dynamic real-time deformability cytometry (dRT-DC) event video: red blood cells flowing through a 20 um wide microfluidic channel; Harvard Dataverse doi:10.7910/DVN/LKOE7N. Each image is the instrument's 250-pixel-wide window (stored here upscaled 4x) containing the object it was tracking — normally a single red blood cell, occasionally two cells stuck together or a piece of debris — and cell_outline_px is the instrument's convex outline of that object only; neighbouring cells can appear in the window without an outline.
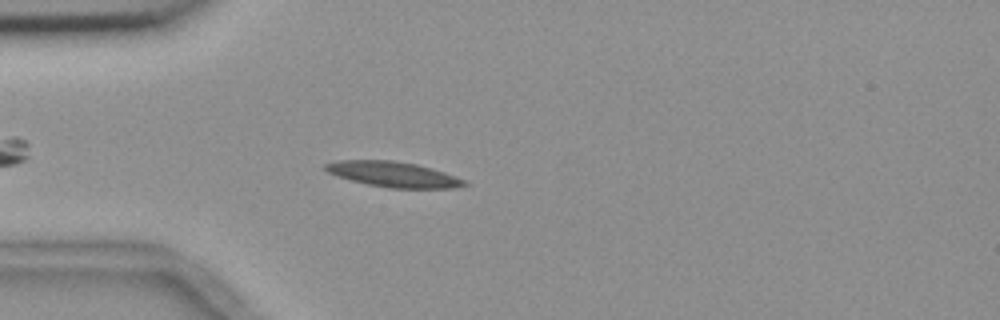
{"species": "common noctule bat (a hibernating species)", "species_latin": "Nyctalus noctula", "temperature_condition": "room temperature", "stored_images_in_passage": 38, "camera_frame_rate_fps": 3000, "um_per_image_px": 0.085, "animal": {"sex": "female", "body_mass_g": 18.4}, "frame": {"image": 1, "passage_image": 6, "time_ms": 1.667, "image_size_px": [1000, 320], "cell_outline_px": [[468, 184], [452, 188], [388, 188], [368, 184], [336, 176], [328, 172], [324, 168], [324, 164], [336, 160], [392, 160], [416, 164], [432, 168], [444, 172], [464, 180]], "centroid_in_image_um": [33.39, 14.81], "position_along_channel_um": 51.6, "area_um2": 20.4}}
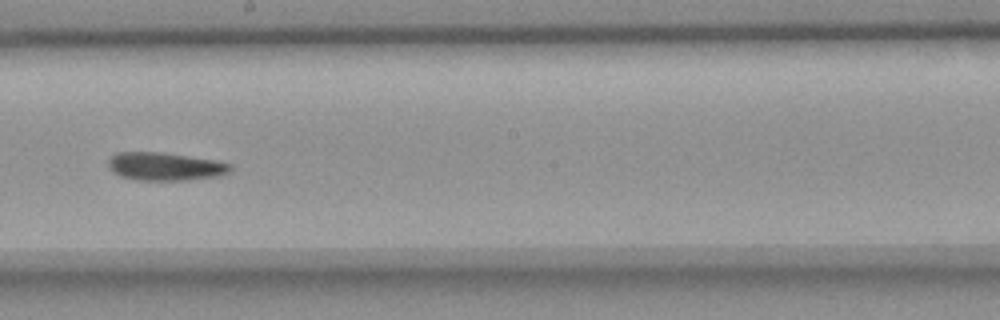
{"frame": {"image": 2, "passage_image": 22, "time_ms": 7.0, "image_size_px": [1000, 320], "cell_outline_px": [[232, 168], [228, 172], [220, 176], [188, 180], [136, 180], [120, 176], [112, 172], [108, 168], [108, 160], [116, 152], [160, 152], [216, 160], [232, 164]], "centroid_in_image_um": [14.02, 14.15], "position_along_channel_um": 234.2, "area_um2": 20.11}}
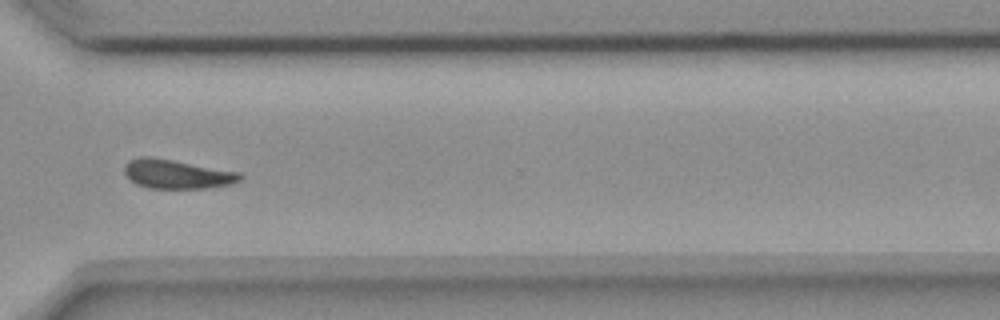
{"frame": {"image": 3, "passage_image": 32, "time_ms": 10.333, "image_size_px": [1000, 320], "cell_outline_px": [[244, 176], [240, 180], [232, 184], [204, 188], [148, 188], [136, 184], [124, 172], [124, 164], [128, 160], [140, 156], [152, 156], [240, 172]], "centroid_in_image_um": [15.03, 14.78], "position_along_channel_um": 355.6, "area_um2": 19.71}, "authors_computed_cell_mechanics": {"area_um2": 19.8254, "velocity_mm_per_s": 3.6186, "shape_relaxation_time_tau1_ms": 9.9811, "shape_relaxation_time_tau2_ms": null, "deformation_change_tau1": 0.1807, "deformation_change_tau2": null}}